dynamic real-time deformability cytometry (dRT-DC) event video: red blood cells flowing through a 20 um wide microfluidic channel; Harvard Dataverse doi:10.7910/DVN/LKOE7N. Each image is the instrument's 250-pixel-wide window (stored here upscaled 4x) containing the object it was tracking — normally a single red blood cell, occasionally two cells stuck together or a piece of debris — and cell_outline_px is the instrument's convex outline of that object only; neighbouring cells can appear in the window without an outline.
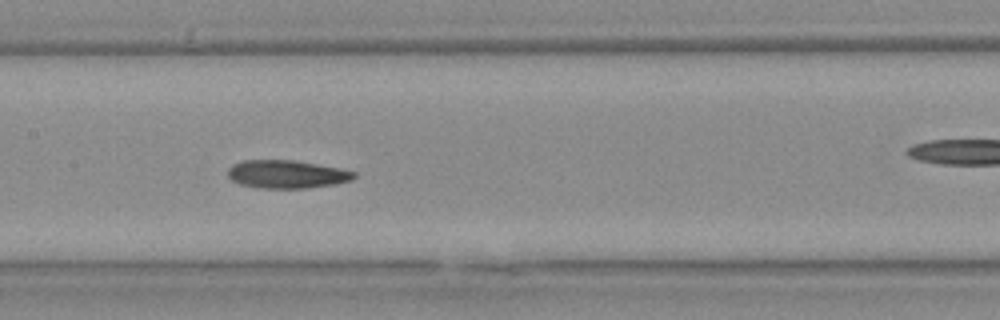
{"species": "Egyptian fruit bat (a non-hibernating species)", "species_latin": "Rousettus aegyptiacus", "temperature_condition": "warm", "stored_images_in_passage": 21, "camera_frame_rate_fps": 3000, "um_per_image_px": 0.085, "animal": {"sex": "female"}, "frame": {"image": 1, "passage_image": 15, "time_ms": 4.667, "image_size_px": [1000, 320], "cell_outline_px": [[356, 176], [352, 180], [336, 184], [304, 188], [256, 188], [240, 184], [232, 180], [228, 176], [228, 168], [232, 164], [244, 160], [292, 160], [340, 168], [356, 172]], "centroid_in_image_um": [24.36, 14.81], "position_along_channel_um": 183.0, "area_um2": 20.69}}
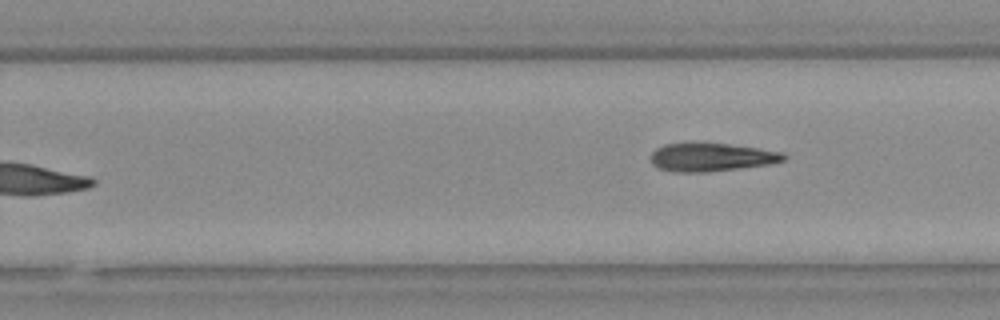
{"frame": {"image": 2, "passage_image": 21, "time_ms": 6.667, "image_size_px": [1000, 320], "cell_outline_px": [[788, 156], [784, 160], [772, 164], [708, 172], [672, 172], [656, 168], [652, 164], [652, 152], [656, 148], [664, 144], [728, 144], [784, 152]], "centroid_in_image_um": [60.49, 13.38], "position_along_channel_um": 269.3, "area_um2": 21.79}}